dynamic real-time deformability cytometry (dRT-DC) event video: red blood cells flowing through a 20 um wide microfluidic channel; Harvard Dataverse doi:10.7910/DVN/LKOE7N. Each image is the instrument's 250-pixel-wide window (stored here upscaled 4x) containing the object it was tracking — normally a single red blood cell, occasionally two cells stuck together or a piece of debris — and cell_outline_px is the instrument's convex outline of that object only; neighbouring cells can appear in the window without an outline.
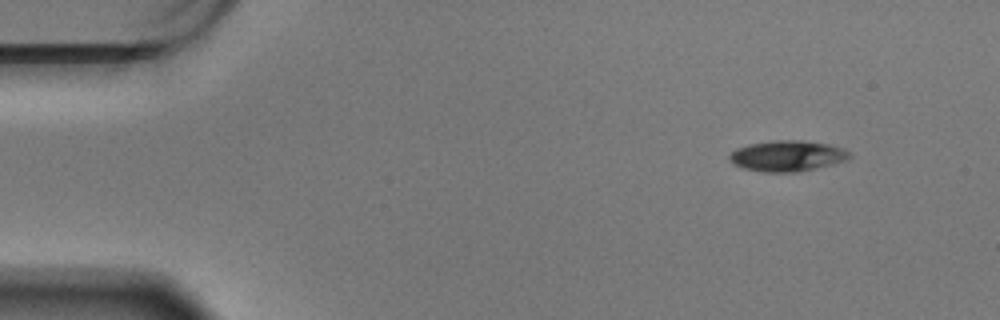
{"species": "Egyptian fruit bat (a non-hibernating species)", "species_latin": "Rousettus aegyptiacus", "temperature_condition": "warm", "stored_images_in_passage": 54, "camera_frame_rate_fps": 3000, "um_per_image_px": 0.085, "animal": {"sex": "male"}, "frame": {"image": 1, "passage_image": 1, "time_ms": 0.0, "image_size_px": [1000, 320], "cell_outline_px": [[852, 156], [848, 160], [800, 172], [764, 172], [744, 168], [732, 164], [728, 160], [728, 156], [736, 148], [748, 144], [776, 140], [800, 140], [828, 144], [840, 148], [848, 152]], "centroid_in_image_um": [66.89, 13.26], "position_along_channel_um": 18.1, "area_um2": 21.56}}
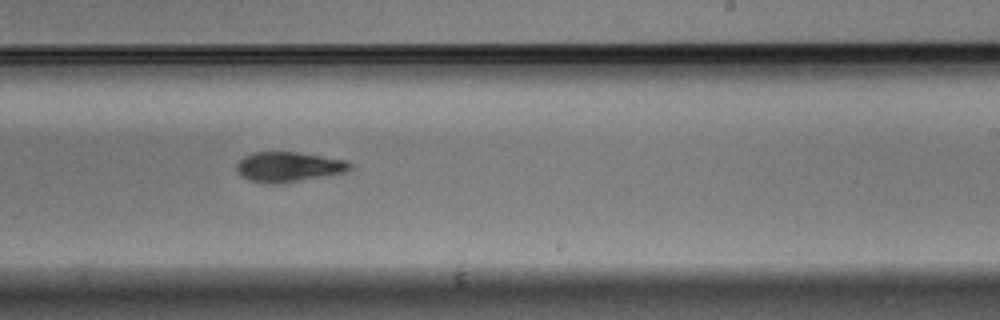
{"frame": {"image": 2, "passage_image": 31, "time_ms": 10.0, "image_size_px": [1000, 320], "cell_outline_px": [[352, 168], [344, 172], [328, 176], [280, 184], [268, 184], [248, 180], [240, 176], [236, 172], [236, 164], [244, 156], [252, 152], [296, 152], [348, 160], [352, 164]], "centroid_in_image_um": [24.51, 14.2], "position_along_channel_um": 264.5, "area_um2": 20.17}}
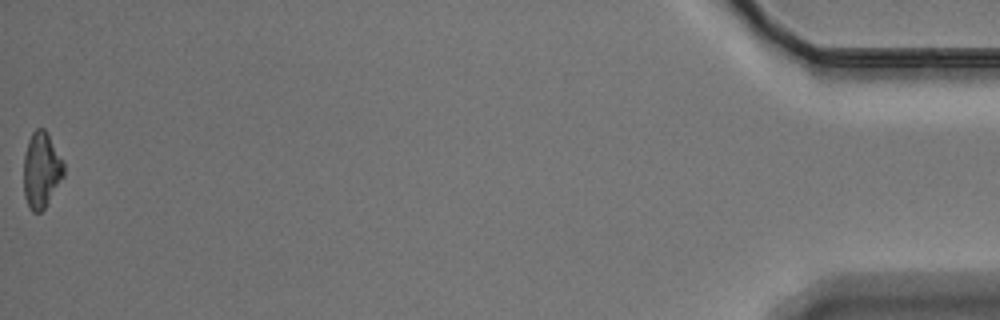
{"frame": {"image": 3, "passage_image": 54, "time_ms": 17.667, "image_size_px": [1000, 320], "cell_outline_px": [[64, 176], [44, 208], [40, 212], [32, 212], [28, 208], [24, 196], [24, 152], [28, 140], [32, 132], [36, 128], [44, 128], [48, 132], [64, 164]], "centroid_in_image_um": [3.5, 14.44], "position_along_channel_um": 431.7, "area_um2": 17.8}, "authors_computed_cell_mechanics": {"area_um2": 20.519, "velocity_mm_per_s": 3.4344, "shape_relaxation_time_tau1_ms": 2.2035, "shape_relaxation_time_tau2_ms": 4.8786, "deformation_change_tau1": 0.134, "deformation_change_tau2": 0.1248}}